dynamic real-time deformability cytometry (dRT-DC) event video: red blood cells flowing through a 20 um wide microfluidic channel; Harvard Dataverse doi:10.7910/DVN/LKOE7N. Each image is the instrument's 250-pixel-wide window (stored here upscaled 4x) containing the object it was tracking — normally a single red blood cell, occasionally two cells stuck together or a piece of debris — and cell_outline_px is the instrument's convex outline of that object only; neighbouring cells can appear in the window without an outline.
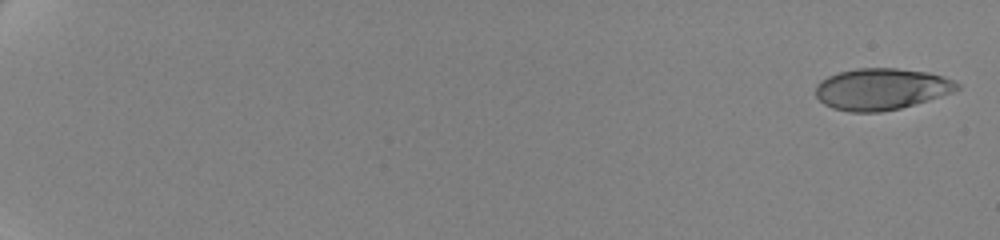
{"species": "human", "species_latin": "Homo sapiens", "temperature_condition": "cold", "stored_images_in_passage": 21, "camera_frame_rate_fps": 3000, "um_per_image_px": 0.085, "donor": {"sex": "female"}, "frame": {"image": 1, "passage_image": 1, "time_ms": 0.0, "image_size_px": [1000, 240], "cell_outline_px": [[960, 88], [952, 92], [928, 100], [900, 108], [880, 112], [848, 112], [832, 108], [824, 104], [816, 96], [816, 84], [820, 80], [828, 76], [840, 72], [856, 68], [896, 68], [928, 72], [952, 80], [960, 84]], "centroid_in_image_um": [74.88, 7.57], "position_along_channel_um": 10.1, "area_um2": 34.16}}
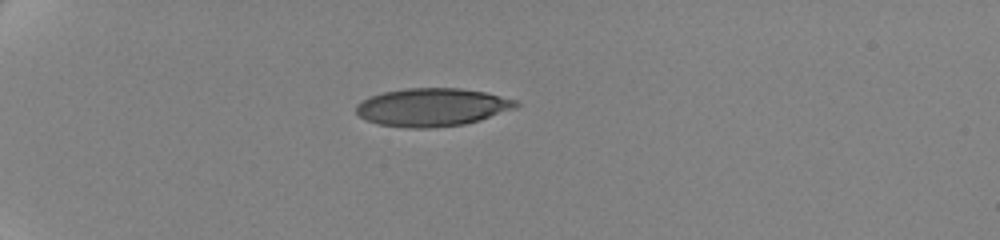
{"frame": {"image": 2, "passage_image": 15, "time_ms": 6.0, "image_size_px": [1000, 240], "cell_outline_px": [[520, 104], [516, 108], [480, 120], [464, 124], [428, 128], [412, 128], [380, 124], [368, 120], [360, 116], [356, 112], [356, 104], [360, 100], [368, 96], [384, 92], [404, 88], [460, 88], [484, 92], [520, 100]], "centroid_in_image_um": [36.75, 9.1], "position_along_channel_um": 48.2, "area_um2": 35.55}}
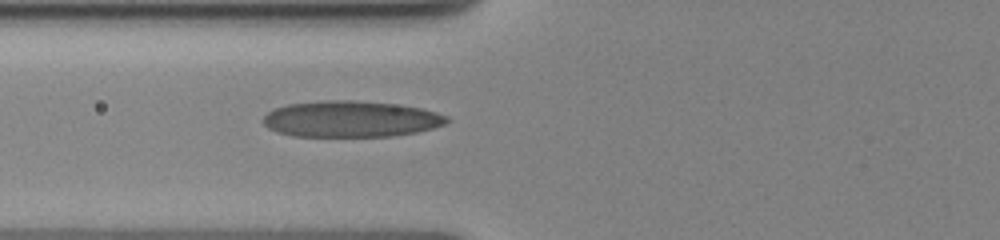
{"frame": {"image": 3, "passage_image": 21, "time_ms": 8.667, "image_size_px": [1000, 240], "cell_outline_px": [[448, 120], [444, 124], [432, 128], [416, 132], [392, 136], [292, 136], [276, 132], [268, 128], [260, 120], [272, 108], [288, 104], [324, 100], [352, 100], [392, 104], [420, 108], [436, 112], [448, 116]], "centroid_in_image_um": [29.75, 10.12], "position_along_channel_um": 96.1, "area_um2": 38.73}}